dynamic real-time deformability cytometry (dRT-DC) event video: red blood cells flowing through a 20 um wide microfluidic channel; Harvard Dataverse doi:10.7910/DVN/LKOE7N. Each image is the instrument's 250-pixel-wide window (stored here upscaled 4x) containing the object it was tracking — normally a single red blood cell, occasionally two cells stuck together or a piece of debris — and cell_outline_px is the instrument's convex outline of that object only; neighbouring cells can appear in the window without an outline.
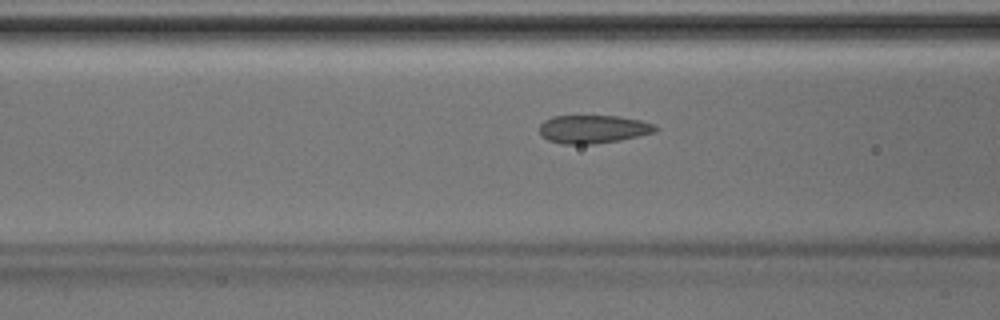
{"species": "Egyptian fruit bat (a non-hibernating species)", "species_latin": "Rousettus aegyptiacus", "temperature_condition": "room temperature", "stored_images_in_passage": 42, "camera_frame_rate_fps": 3000, "um_per_image_px": 0.085, "animal": {"sex": "male"}, "frame": {"image": 1, "passage_image": 15, "time_ms": 4.667, "image_size_px": [1000, 320], "cell_outline_px": [[660, 128], [656, 132], [620, 140], [592, 144], [564, 144], [548, 140], [540, 132], [540, 124], [544, 120], [552, 116], [620, 116], [640, 120], [656, 124]], "centroid_in_image_um": [50.47, 10.97], "position_along_channel_um": 116.1, "area_um2": 19.13}}
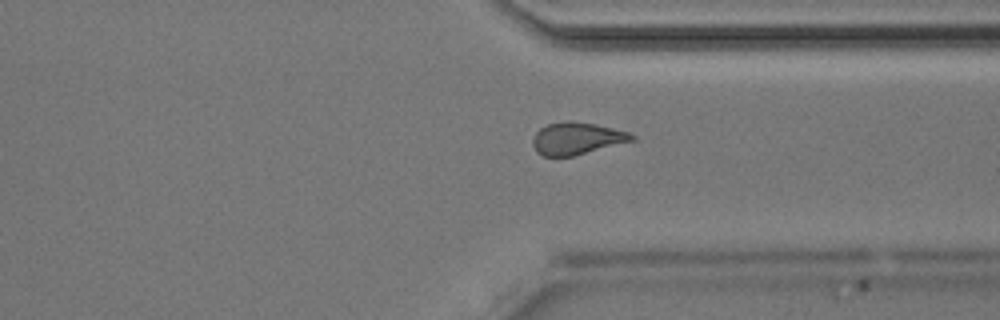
{"frame": {"image": 2, "passage_image": 31, "time_ms": 10.0, "image_size_px": [1000, 320], "cell_outline_px": [[636, 140], [572, 156], [544, 156], [536, 152], [532, 144], [532, 140], [536, 132], [540, 128], [548, 124], [568, 120], [572, 120], [596, 124], [628, 132], [636, 136]], "centroid_in_image_um": [49.03, 11.76], "position_along_channel_um": 362.4, "area_um2": 18.61}}
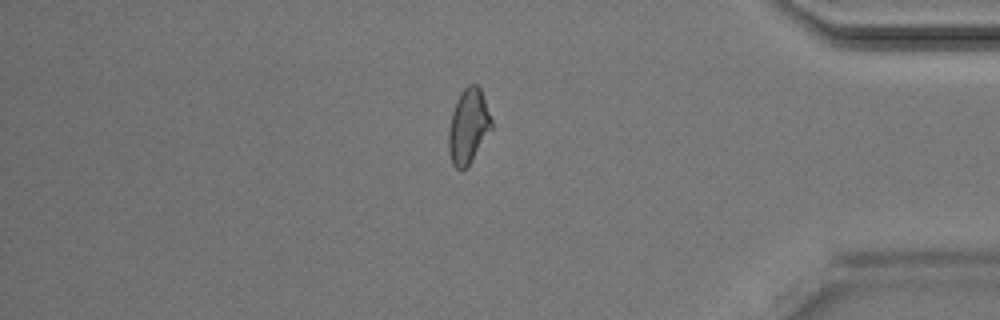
{"frame": {"image": 3, "passage_image": 35, "time_ms": 11.333, "image_size_px": [1000, 320], "cell_outline_px": [[492, 128], [468, 164], [460, 172], [452, 164], [448, 148], [448, 132], [452, 112], [456, 100], [464, 88], [468, 84], [476, 84], [480, 88], [492, 120]], "centroid_in_image_um": [39.79, 10.71], "position_along_channel_um": 395.4, "area_um2": 18.38}}